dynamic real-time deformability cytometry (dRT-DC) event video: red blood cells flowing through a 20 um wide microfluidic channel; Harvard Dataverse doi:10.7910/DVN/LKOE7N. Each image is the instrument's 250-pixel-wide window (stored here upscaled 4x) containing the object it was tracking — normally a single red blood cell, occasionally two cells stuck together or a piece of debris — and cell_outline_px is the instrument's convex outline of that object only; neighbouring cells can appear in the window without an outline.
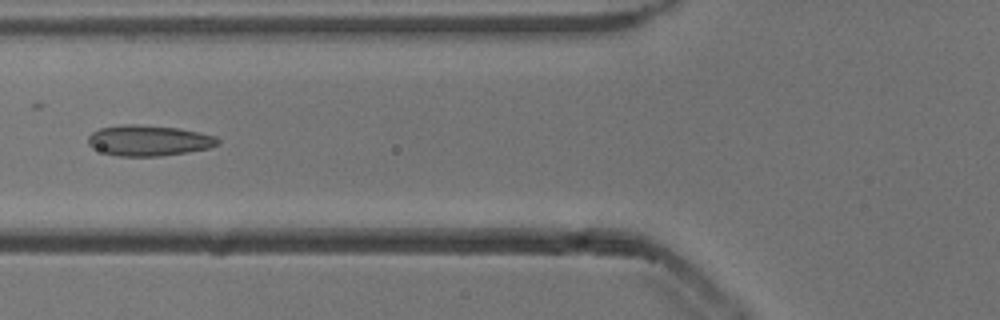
{"species": "common noctule bat (a hibernating species)", "species_latin": "Nyctalus noctula", "temperature_condition": "cold", "stored_images_in_passage": 29, "camera_frame_rate_fps": 3000, "um_per_image_px": 0.085, "animal": {"sex": "male", "body_mass_g": 13.3}, "frame": {"image": 1, "passage_image": 20, "time_ms": 6.333, "image_size_px": [1000, 320], "cell_outline_px": [[220, 144], [208, 148], [188, 152], [160, 156], [120, 156], [104, 152], [92, 148], [88, 144], [88, 136], [92, 132], [100, 128], [124, 124], [136, 124], [180, 128], [200, 132], [216, 136], [220, 140]], "centroid_in_image_um": [12.66, 11.94], "position_along_channel_um": 113.1, "area_um2": 23.29}}